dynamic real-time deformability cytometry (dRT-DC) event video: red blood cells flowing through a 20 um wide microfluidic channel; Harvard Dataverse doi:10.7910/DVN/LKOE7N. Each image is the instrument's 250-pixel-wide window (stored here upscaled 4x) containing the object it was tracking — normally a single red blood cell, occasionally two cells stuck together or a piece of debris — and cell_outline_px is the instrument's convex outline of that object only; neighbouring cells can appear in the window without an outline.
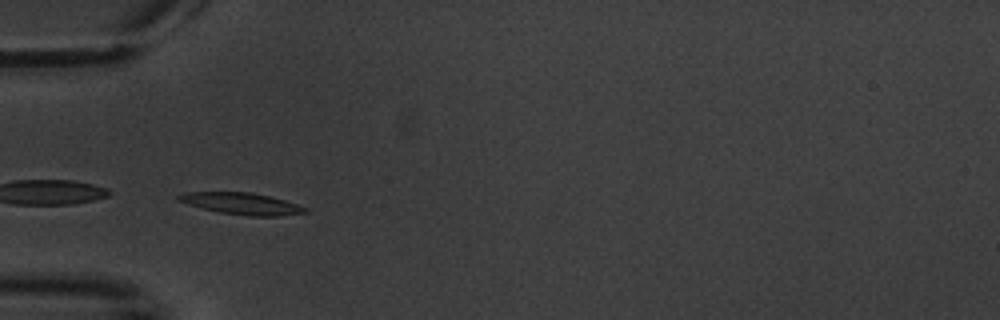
{"species": "common noctule bat (a hibernating species)", "species_latin": "Nyctalus noctula", "temperature_condition": "warm", "stored_images_in_passage": 4, "camera_frame_rate_fps": 3000, "um_per_image_px": 0.085, "animal": {"sex": "male", "body_mass_g": 20.1, "forearm_length_mm": 53.5}, "frame": {"image": 1, "passage_image": 3, "time_ms": 2.333, "image_size_px": [1000, 320], "cell_outline_px": [[308, 212], [280, 216], [248, 216], [220, 212], [188, 204], [176, 200], [176, 196], [188, 192], [252, 192], [272, 196], [308, 208]], "centroid_in_image_um": [20.57, 17.3], "position_along_channel_um": 64.4, "area_um2": 15.95}}